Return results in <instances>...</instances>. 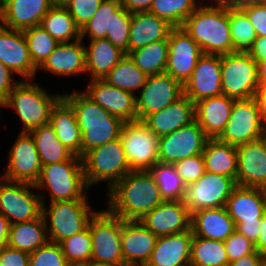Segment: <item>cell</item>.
I'll return each instance as SVG.
<instances>
[{"label": "cell", "instance_id": "obj_71", "mask_svg": "<svg viewBox=\"0 0 266 266\" xmlns=\"http://www.w3.org/2000/svg\"><path fill=\"white\" fill-rule=\"evenodd\" d=\"M265 6H266V0H263V2H262Z\"/></svg>", "mask_w": 266, "mask_h": 266}, {"label": "cell", "instance_id": "obj_50", "mask_svg": "<svg viewBox=\"0 0 266 266\" xmlns=\"http://www.w3.org/2000/svg\"><path fill=\"white\" fill-rule=\"evenodd\" d=\"M174 166L186 185L196 182L205 173L202 154L180 160L174 163Z\"/></svg>", "mask_w": 266, "mask_h": 266}, {"label": "cell", "instance_id": "obj_8", "mask_svg": "<svg viewBox=\"0 0 266 266\" xmlns=\"http://www.w3.org/2000/svg\"><path fill=\"white\" fill-rule=\"evenodd\" d=\"M107 209L98 210L88 227L92 237L91 262L94 265H121L124 263L121 249V222Z\"/></svg>", "mask_w": 266, "mask_h": 266}, {"label": "cell", "instance_id": "obj_69", "mask_svg": "<svg viewBox=\"0 0 266 266\" xmlns=\"http://www.w3.org/2000/svg\"><path fill=\"white\" fill-rule=\"evenodd\" d=\"M97 266H119V265H97Z\"/></svg>", "mask_w": 266, "mask_h": 266}, {"label": "cell", "instance_id": "obj_49", "mask_svg": "<svg viewBox=\"0 0 266 266\" xmlns=\"http://www.w3.org/2000/svg\"><path fill=\"white\" fill-rule=\"evenodd\" d=\"M69 11L80 30L96 13L103 0H59Z\"/></svg>", "mask_w": 266, "mask_h": 266}, {"label": "cell", "instance_id": "obj_27", "mask_svg": "<svg viewBox=\"0 0 266 266\" xmlns=\"http://www.w3.org/2000/svg\"><path fill=\"white\" fill-rule=\"evenodd\" d=\"M234 101L221 94L195 102V120L209 139H217L224 131Z\"/></svg>", "mask_w": 266, "mask_h": 266}, {"label": "cell", "instance_id": "obj_14", "mask_svg": "<svg viewBox=\"0 0 266 266\" xmlns=\"http://www.w3.org/2000/svg\"><path fill=\"white\" fill-rule=\"evenodd\" d=\"M209 138L196 120L159 138L158 162L174 164L180 160L200 155Z\"/></svg>", "mask_w": 266, "mask_h": 266}, {"label": "cell", "instance_id": "obj_19", "mask_svg": "<svg viewBox=\"0 0 266 266\" xmlns=\"http://www.w3.org/2000/svg\"><path fill=\"white\" fill-rule=\"evenodd\" d=\"M88 84L83 92L91 100L123 122L137 121L136 94L113 87L104 79L89 80Z\"/></svg>", "mask_w": 266, "mask_h": 266}, {"label": "cell", "instance_id": "obj_5", "mask_svg": "<svg viewBox=\"0 0 266 266\" xmlns=\"http://www.w3.org/2000/svg\"><path fill=\"white\" fill-rule=\"evenodd\" d=\"M36 189H46L50 202L87 200V191L82 157L73 155L69 160L44 165Z\"/></svg>", "mask_w": 266, "mask_h": 266}, {"label": "cell", "instance_id": "obj_17", "mask_svg": "<svg viewBox=\"0 0 266 266\" xmlns=\"http://www.w3.org/2000/svg\"><path fill=\"white\" fill-rule=\"evenodd\" d=\"M168 49L165 73L184 85L203 52L182 27L171 29L168 36Z\"/></svg>", "mask_w": 266, "mask_h": 266}, {"label": "cell", "instance_id": "obj_44", "mask_svg": "<svg viewBox=\"0 0 266 266\" xmlns=\"http://www.w3.org/2000/svg\"><path fill=\"white\" fill-rule=\"evenodd\" d=\"M30 57L39 68L53 52L59 42L40 25L23 30Z\"/></svg>", "mask_w": 266, "mask_h": 266}, {"label": "cell", "instance_id": "obj_13", "mask_svg": "<svg viewBox=\"0 0 266 266\" xmlns=\"http://www.w3.org/2000/svg\"><path fill=\"white\" fill-rule=\"evenodd\" d=\"M261 136V114L255 99L235 100L230 118L219 141L240 146L258 140Z\"/></svg>", "mask_w": 266, "mask_h": 266}, {"label": "cell", "instance_id": "obj_4", "mask_svg": "<svg viewBox=\"0 0 266 266\" xmlns=\"http://www.w3.org/2000/svg\"><path fill=\"white\" fill-rule=\"evenodd\" d=\"M32 80H20L8 97L2 102L4 107L15 110L22 123L21 132H31L49 123L52 107L62 94H50Z\"/></svg>", "mask_w": 266, "mask_h": 266}, {"label": "cell", "instance_id": "obj_36", "mask_svg": "<svg viewBox=\"0 0 266 266\" xmlns=\"http://www.w3.org/2000/svg\"><path fill=\"white\" fill-rule=\"evenodd\" d=\"M40 26L59 43L72 42L81 38L80 28L59 0L42 19Z\"/></svg>", "mask_w": 266, "mask_h": 266}, {"label": "cell", "instance_id": "obj_42", "mask_svg": "<svg viewBox=\"0 0 266 266\" xmlns=\"http://www.w3.org/2000/svg\"><path fill=\"white\" fill-rule=\"evenodd\" d=\"M229 24L234 53H249L257 37L255 28L242 9H229Z\"/></svg>", "mask_w": 266, "mask_h": 266}, {"label": "cell", "instance_id": "obj_61", "mask_svg": "<svg viewBox=\"0 0 266 266\" xmlns=\"http://www.w3.org/2000/svg\"><path fill=\"white\" fill-rule=\"evenodd\" d=\"M253 98L260 110V114H266V84H259L257 86Z\"/></svg>", "mask_w": 266, "mask_h": 266}, {"label": "cell", "instance_id": "obj_48", "mask_svg": "<svg viewBox=\"0 0 266 266\" xmlns=\"http://www.w3.org/2000/svg\"><path fill=\"white\" fill-rule=\"evenodd\" d=\"M68 263L61 246L48 241L30 254L29 266H66Z\"/></svg>", "mask_w": 266, "mask_h": 266}, {"label": "cell", "instance_id": "obj_62", "mask_svg": "<svg viewBox=\"0 0 266 266\" xmlns=\"http://www.w3.org/2000/svg\"><path fill=\"white\" fill-rule=\"evenodd\" d=\"M9 229L7 217L0 212V249L8 245Z\"/></svg>", "mask_w": 266, "mask_h": 266}, {"label": "cell", "instance_id": "obj_2", "mask_svg": "<svg viewBox=\"0 0 266 266\" xmlns=\"http://www.w3.org/2000/svg\"><path fill=\"white\" fill-rule=\"evenodd\" d=\"M213 4H200L181 26L200 46L203 54L224 55L233 52L229 8Z\"/></svg>", "mask_w": 266, "mask_h": 266}, {"label": "cell", "instance_id": "obj_25", "mask_svg": "<svg viewBox=\"0 0 266 266\" xmlns=\"http://www.w3.org/2000/svg\"><path fill=\"white\" fill-rule=\"evenodd\" d=\"M192 230L157 238L146 266H190Z\"/></svg>", "mask_w": 266, "mask_h": 266}, {"label": "cell", "instance_id": "obj_7", "mask_svg": "<svg viewBox=\"0 0 266 266\" xmlns=\"http://www.w3.org/2000/svg\"><path fill=\"white\" fill-rule=\"evenodd\" d=\"M43 203L42 216L45 221L48 240L60 243L66 238L80 233L88 227L90 219L97 212L90 207L88 200Z\"/></svg>", "mask_w": 266, "mask_h": 266}, {"label": "cell", "instance_id": "obj_32", "mask_svg": "<svg viewBox=\"0 0 266 266\" xmlns=\"http://www.w3.org/2000/svg\"><path fill=\"white\" fill-rule=\"evenodd\" d=\"M49 124L57 139L74 155L81 157L82 134L72 106L61 97L52 107Z\"/></svg>", "mask_w": 266, "mask_h": 266}, {"label": "cell", "instance_id": "obj_38", "mask_svg": "<svg viewBox=\"0 0 266 266\" xmlns=\"http://www.w3.org/2000/svg\"><path fill=\"white\" fill-rule=\"evenodd\" d=\"M168 38L131 51L128 55L147 76L165 73L168 61Z\"/></svg>", "mask_w": 266, "mask_h": 266}, {"label": "cell", "instance_id": "obj_54", "mask_svg": "<svg viewBox=\"0 0 266 266\" xmlns=\"http://www.w3.org/2000/svg\"><path fill=\"white\" fill-rule=\"evenodd\" d=\"M13 74L15 73L12 70L0 62V102H3L12 89L20 82L12 77Z\"/></svg>", "mask_w": 266, "mask_h": 266}, {"label": "cell", "instance_id": "obj_11", "mask_svg": "<svg viewBox=\"0 0 266 266\" xmlns=\"http://www.w3.org/2000/svg\"><path fill=\"white\" fill-rule=\"evenodd\" d=\"M119 138L131 171H148L158 163L160 137L142 121L124 122Z\"/></svg>", "mask_w": 266, "mask_h": 266}, {"label": "cell", "instance_id": "obj_67", "mask_svg": "<svg viewBox=\"0 0 266 266\" xmlns=\"http://www.w3.org/2000/svg\"><path fill=\"white\" fill-rule=\"evenodd\" d=\"M119 266H146V265H141V264H133V263H123Z\"/></svg>", "mask_w": 266, "mask_h": 266}, {"label": "cell", "instance_id": "obj_29", "mask_svg": "<svg viewBox=\"0 0 266 266\" xmlns=\"http://www.w3.org/2000/svg\"><path fill=\"white\" fill-rule=\"evenodd\" d=\"M225 208L234 223L261 219L266 210V189L236 185Z\"/></svg>", "mask_w": 266, "mask_h": 266}, {"label": "cell", "instance_id": "obj_31", "mask_svg": "<svg viewBox=\"0 0 266 266\" xmlns=\"http://www.w3.org/2000/svg\"><path fill=\"white\" fill-rule=\"evenodd\" d=\"M172 28L166 20L150 12L133 13L129 30V53L167 39Z\"/></svg>", "mask_w": 266, "mask_h": 266}, {"label": "cell", "instance_id": "obj_23", "mask_svg": "<svg viewBox=\"0 0 266 266\" xmlns=\"http://www.w3.org/2000/svg\"><path fill=\"white\" fill-rule=\"evenodd\" d=\"M157 238L140 220H123L121 249L124 263L146 265L151 258Z\"/></svg>", "mask_w": 266, "mask_h": 266}, {"label": "cell", "instance_id": "obj_40", "mask_svg": "<svg viewBox=\"0 0 266 266\" xmlns=\"http://www.w3.org/2000/svg\"><path fill=\"white\" fill-rule=\"evenodd\" d=\"M159 187L164 201H182L186 184L179 176L174 164L155 163L149 170Z\"/></svg>", "mask_w": 266, "mask_h": 266}, {"label": "cell", "instance_id": "obj_22", "mask_svg": "<svg viewBox=\"0 0 266 266\" xmlns=\"http://www.w3.org/2000/svg\"><path fill=\"white\" fill-rule=\"evenodd\" d=\"M140 221L157 237L191 229V213L183 201H163Z\"/></svg>", "mask_w": 266, "mask_h": 266}, {"label": "cell", "instance_id": "obj_68", "mask_svg": "<svg viewBox=\"0 0 266 266\" xmlns=\"http://www.w3.org/2000/svg\"><path fill=\"white\" fill-rule=\"evenodd\" d=\"M262 257V266H266V253L261 255Z\"/></svg>", "mask_w": 266, "mask_h": 266}, {"label": "cell", "instance_id": "obj_55", "mask_svg": "<svg viewBox=\"0 0 266 266\" xmlns=\"http://www.w3.org/2000/svg\"><path fill=\"white\" fill-rule=\"evenodd\" d=\"M234 224L236 231L247 237L252 243L256 244L259 237L261 219H256V221H244L242 223Z\"/></svg>", "mask_w": 266, "mask_h": 266}, {"label": "cell", "instance_id": "obj_56", "mask_svg": "<svg viewBox=\"0 0 266 266\" xmlns=\"http://www.w3.org/2000/svg\"><path fill=\"white\" fill-rule=\"evenodd\" d=\"M258 64L266 60V36L256 37L252 44V50L248 53Z\"/></svg>", "mask_w": 266, "mask_h": 266}, {"label": "cell", "instance_id": "obj_37", "mask_svg": "<svg viewBox=\"0 0 266 266\" xmlns=\"http://www.w3.org/2000/svg\"><path fill=\"white\" fill-rule=\"evenodd\" d=\"M29 133L35 142L42 166L67 161L74 155L57 139L49 123Z\"/></svg>", "mask_w": 266, "mask_h": 266}, {"label": "cell", "instance_id": "obj_3", "mask_svg": "<svg viewBox=\"0 0 266 266\" xmlns=\"http://www.w3.org/2000/svg\"><path fill=\"white\" fill-rule=\"evenodd\" d=\"M74 109L82 134L81 157L89 150L119 139L123 121L91 100L83 91L64 93Z\"/></svg>", "mask_w": 266, "mask_h": 266}, {"label": "cell", "instance_id": "obj_12", "mask_svg": "<svg viewBox=\"0 0 266 266\" xmlns=\"http://www.w3.org/2000/svg\"><path fill=\"white\" fill-rule=\"evenodd\" d=\"M235 186L232 178L205 171L196 182L186 185L182 201L191 214L201 209L225 207Z\"/></svg>", "mask_w": 266, "mask_h": 266}, {"label": "cell", "instance_id": "obj_33", "mask_svg": "<svg viewBox=\"0 0 266 266\" xmlns=\"http://www.w3.org/2000/svg\"><path fill=\"white\" fill-rule=\"evenodd\" d=\"M86 45V73L90 74V80L104 79L126 55L106 38L90 40L89 46Z\"/></svg>", "mask_w": 266, "mask_h": 266}, {"label": "cell", "instance_id": "obj_41", "mask_svg": "<svg viewBox=\"0 0 266 266\" xmlns=\"http://www.w3.org/2000/svg\"><path fill=\"white\" fill-rule=\"evenodd\" d=\"M224 242L193 236L190 266H228Z\"/></svg>", "mask_w": 266, "mask_h": 266}, {"label": "cell", "instance_id": "obj_53", "mask_svg": "<svg viewBox=\"0 0 266 266\" xmlns=\"http://www.w3.org/2000/svg\"><path fill=\"white\" fill-rule=\"evenodd\" d=\"M30 254L5 246L0 249V266H29Z\"/></svg>", "mask_w": 266, "mask_h": 266}, {"label": "cell", "instance_id": "obj_52", "mask_svg": "<svg viewBox=\"0 0 266 266\" xmlns=\"http://www.w3.org/2000/svg\"><path fill=\"white\" fill-rule=\"evenodd\" d=\"M255 28L257 37L266 36V6L261 4L251 5L242 9Z\"/></svg>", "mask_w": 266, "mask_h": 266}, {"label": "cell", "instance_id": "obj_58", "mask_svg": "<svg viewBox=\"0 0 266 266\" xmlns=\"http://www.w3.org/2000/svg\"><path fill=\"white\" fill-rule=\"evenodd\" d=\"M228 266H262V257L261 254L255 250L253 253L228 263Z\"/></svg>", "mask_w": 266, "mask_h": 266}, {"label": "cell", "instance_id": "obj_46", "mask_svg": "<svg viewBox=\"0 0 266 266\" xmlns=\"http://www.w3.org/2000/svg\"><path fill=\"white\" fill-rule=\"evenodd\" d=\"M59 244L68 262L91 261L92 237L89 227L80 233L64 239Z\"/></svg>", "mask_w": 266, "mask_h": 266}, {"label": "cell", "instance_id": "obj_43", "mask_svg": "<svg viewBox=\"0 0 266 266\" xmlns=\"http://www.w3.org/2000/svg\"><path fill=\"white\" fill-rule=\"evenodd\" d=\"M199 5L196 0H153L149 12L173 27H181Z\"/></svg>", "mask_w": 266, "mask_h": 266}, {"label": "cell", "instance_id": "obj_63", "mask_svg": "<svg viewBox=\"0 0 266 266\" xmlns=\"http://www.w3.org/2000/svg\"><path fill=\"white\" fill-rule=\"evenodd\" d=\"M258 84H266V60L258 63Z\"/></svg>", "mask_w": 266, "mask_h": 266}, {"label": "cell", "instance_id": "obj_18", "mask_svg": "<svg viewBox=\"0 0 266 266\" xmlns=\"http://www.w3.org/2000/svg\"><path fill=\"white\" fill-rule=\"evenodd\" d=\"M183 94L194 103L222 94L221 55L203 54L183 85Z\"/></svg>", "mask_w": 266, "mask_h": 266}, {"label": "cell", "instance_id": "obj_65", "mask_svg": "<svg viewBox=\"0 0 266 266\" xmlns=\"http://www.w3.org/2000/svg\"><path fill=\"white\" fill-rule=\"evenodd\" d=\"M261 135H266V114L261 115Z\"/></svg>", "mask_w": 266, "mask_h": 266}, {"label": "cell", "instance_id": "obj_10", "mask_svg": "<svg viewBox=\"0 0 266 266\" xmlns=\"http://www.w3.org/2000/svg\"><path fill=\"white\" fill-rule=\"evenodd\" d=\"M0 179V212L7 217L10 225L42 215L45 199L43 194L30 191L29 188H36L34 184Z\"/></svg>", "mask_w": 266, "mask_h": 266}, {"label": "cell", "instance_id": "obj_1", "mask_svg": "<svg viewBox=\"0 0 266 266\" xmlns=\"http://www.w3.org/2000/svg\"><path fill=\"white\" fill-rule=\"evenodd\" d=\"M107 192V210L122 220H140L164 201L149 171H130Z\"/></svg>", "mask_w": 266, "mask_h": 266}, {"label": "cell", "instance_id": "obj_47", "mask_svg": "<svg viewBox=\"0 0 266 266\" xmlns=\"http://www.w3.org/2000/svg\"><path fill=\"white\" fill-rule=\"evenodd\" d=\"M131 18L132 13L120 6L113 15H111L110 30L106 35L107 40L127 55L129 54Z\"/></svg>", "mask_w": 266, "mask_h": 266}, {"label": "cell", "instance_id": "obj_70", "mask_svg": "<svg viewBox=\"0 0 266 266\" xmlns=\"http://www.w3.org/2000/svg\"><path fill=\"white\" fill-rule=\"evenodd\" d=\"M1 107H4L2 102H0V108H1ZM0 112H1V111H0Z\"/></svg>", "mask_w": 266, "mask_h": 266}, {"label": "cell", "instance_id": "obj_57", "mask_svg": "<svg viewBox=\"0 0 266 266\" xmlns=\"http://www.w3.org/2000/svg\"><path fill=\"white\" fill-rule=\"evenodd\" d=\"M153 0H121V6L128 12H149Z\"/></svg>", "mask_w": 266, "mask_h": 266}, {"label": "cell", "instance_id": "obj_34", "mask_svg": "<svg viewBox=\"0 0 266 266\" xmlns=\"http://www.w3.org/2000/svg\"><path fill=\"white\" fill-rule=\"evenodd\" d=\"M205 171L228 176L236 182L237 148L218 139H208L202 153Z\"/></svg>", "mask_w": 266, "mask_h": 266}, {"label": "cell", "instance_id": "obj_20", "mask_svg": "<svg viewBox=\"0 0 266 266\" xmlns=\"http://www.w3.org/2000/svg\"><path fill=\"white\" fill-rule=\"evenodd\" d=\"M58 0H1L0 25L24 30L41 24Z\"/></svg>", "mask_w": 266, "mask_h": 266}, {"label": "cell", "instance_id": "obj_66", "mask_svg": "<svg viewBox=\"0 0 266 266\" xmlns=\"http://www.w3.org/2000/svg\"><path fill=\"white\" fill-rule=\"evenodd\" d=\"M258 140L261 142L266 154V135H261Z\"/></svg>", "mask_w": 266, "mask_h": 266}, {"label": "cell", "instance_id": "obj_28", "mask_svg": "<svg viewBox=\"0 0 266 266\" xmlns=\"http://www.w3.org/2000/svg\"><path fill=\"white\" fill-rule=\"evenodd\" d=\"M38 69L62 77L86 74L83 40L80 38L73 42L59 43Z\"/></svg>", "mask_w": 266, "mask_h": 266}, {"label": "cell", "instance_id": "obj_30", "mask_svg": "<svg viewBox=\"0 0 266 266\" xmlns=\"http://www.w3.org/2000/svg\"><path fill=\"white\" fill-rule=\"evenodd\" d=\"M191 230L193 236L224 242L235 224L225 207L201 209L191 214Z\"/></svg>", "mask_w": 266, "mask_h": 266}, {"label": "cell", "instance_id": "obj_24", "mask_svg": "<svg viewBox=\"0 0 266 266\" xmlns=\"http://www.w3.org/2000/svg\"><path fill=\"white\" fill-rule=\"evenodd\" d=\"M236 185L266 189V154L259 140L237 146Z\"/></svg>", "mask_w": 266, "mask_h": 266}, {"label": "cell", "instance_id": "obj_60", "mask_svg": "<svg viewBox=\"0 0 266 266\" xmlns=\"http://www.w3.org/2000/svg\"><path fill=\"white\" fill-rule=\"evenodd\" d=\"M255 250L261 255L266 253V210L261 218L259 237L255 244Z\"/></svg>", "mask_w": 266, "mask_h": 266}, {"label": "cell", "instance_id": "obj_16", "mask_svg": "<svg viewBox=\"0 0 266 266\" xmlns=\"http://www.w3.org/2000/svg\"><path fill=\"white\" fill-rule=\"evenodd\" d=\"M41 168L42 163L31 134L20 132L9 151L6 171L0 178L35 184L39 179Z\"/></svg>", "mask_w": 266, "mask_h": 266}, {"label": "cell", "instance_id": "obj_45", "mask_svg": "<svg viewBox=\"0 0 266 266\" xmlns=\"http://www.w3.org/2000/svg\"><path fill=\"white\" fill-rule=\"evenodd\" d=\"M121 6V0H103L88 23L81 29V39H104L110 30L111 15Z\"/></svg>", "mask_w": 266, "mask_h": 266}, {"label": "cell", "instance_id": "obj_39", "mask_svg": "<svg viewBox=\"0 0 266 266\" xmlns=\"http://www.w3.org/2000/svg\"><path fill=\"white\" fill-rule=\"evenodd\" d=\"M147 77L148 76L135 65L129 55L126 54L104 77V80L113 87L135 94L136 91L144 86Z\"/></svg>", "mask_w": 266, "mask_h": 266}, {"label": "cell", "instance_id": "obj_59", "mask_svg": "<svg viewBox=\"0 0 266 266\" xmlns=\"http://www.w3.org/2000/svg\"><path fill=\"white\" fill-rule=\"evenodd\" d=\"M217 2L229 9H243L247 6L261 4L263 0H218Z\"/></svg>", "mask_w": 266, "mask_h": 266}, {"label": "cell", "instance_id": "obj_35", "mask_svg": "<svg viewBox=\"0 0 266 266\" xmlns=\"http://www.w3.org/2000/svg\"><path fill=\"white\" fill-rule=\"evenodd\" d=\"M45 221L41 215L31 221L10 225L8 246L31 254L48 242Z\"/></svg>", "mask_w": 266, "mask_h": 266}, {"label": "cell", "instance_id": "obj_6", "mask_svg": "<svg viewBox=\"0 0 266 266\" xmlns=\"http://www.w3.org/2000/svg\"><path fill=\"white\" fill-rule=\"evenodd\" d=\"M82 161L85 181L90 189L103 181L107 182L109 191L131 171L120 138L87 151Z\"/></svg>", "mask_w": 266, "mask_h": 266}, {"label": "cell", "instance_id": "obj_64", "mask_svg": "<svg viewBox=\"0 0 266 266\" xmlns=\"http://www.w3.org/2000/svg\"><path fill=\"white\" fill-rule=\"evenodd\" d=\"M66 266H96L90 262H68Z\"/></svg>", "mask_w": 266, "mask_h": 266}, {"label": "cell", "instance_id": "obj_9", "mask_svg": "<svg viewBox=\"0 0 266 266\" xmlns=\"http://www.w3.org/2000/svg\"><path fill=\"white\" fill-rule=\"evenodd\" d=\"M222 94L235 99L254 96L258 84V66L248 53L221 55Z\"/></svg>", "mask_w": 266, "mask_h": 266}, {"label": "cell", "instance_id": "obj_51", "mask_svg": "<svg viewBox=\"0 0 266 266\" xmlns=\"http://www.w3.org/2000/svg\"><path fill=\"white\" fill-rule=\"evenodd\" d=\"M224 247L229 263L255 251V244L236 230L224 241Z\"/></svg>", "mask_w": 266, "mask_h": 266}, {"label": "cell", "instance_id": "obj_15", "mask_svg": "<svg viewBox=\"0 0 266 266\" xmlns=\"http://www.w3.org/2000/svg\"><path fill=\"white\" fill-rule=\"evenodd\" d=\"M183 85L167 73L148 76L135 95L137 121L158 112L183 96Z\"/></svg>", "mask_w": 266, "mask_h": 266}, {"label": "cell", "instance_id": "obj_21", "mask_svg": "<svg viewBox=\"0 0 266 266\" xmlns=\"http://www.w3.org/2000/svg\"><path fill=\"white\" fill-rule=\"evenodd\" d=\"M0 62L24 80L35 78L38 68L33 64L22 30L0 25Z\"/></svg>", "mask_w": 266, "mask_h": 266}, {"label": "cell", "instance_id": "obj_26", "mask_svg": "<svg viewBox=\"0 0 266 266\" xmlns=\"http://www.w3.org/2000/svg\"><path fill=\"white\" fill-rule=\"evenodd\" d=\"M195 120V103L183 95L164 109L148 115L142 122L158 137L190 124Z\"/></svg>", "mask_w": 266, "mask_h": 266}]
</instances>
